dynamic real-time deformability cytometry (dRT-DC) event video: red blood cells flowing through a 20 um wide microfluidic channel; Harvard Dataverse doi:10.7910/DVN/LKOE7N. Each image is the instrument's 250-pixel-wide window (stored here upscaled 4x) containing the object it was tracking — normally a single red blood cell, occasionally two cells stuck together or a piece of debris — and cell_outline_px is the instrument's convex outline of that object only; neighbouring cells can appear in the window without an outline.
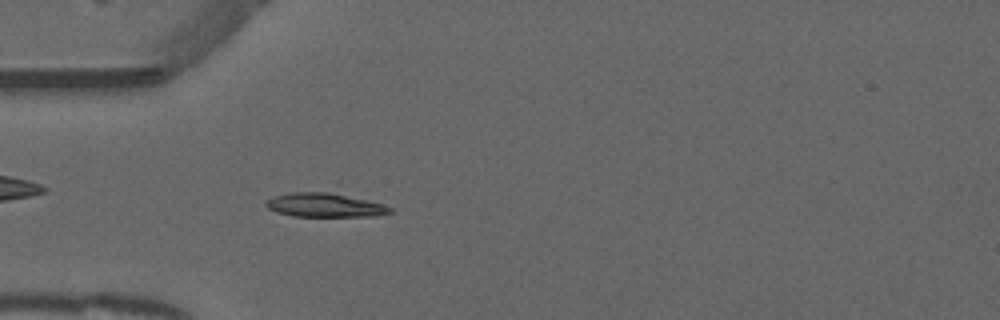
{"species": "common noctule bat (a hibernating species)", "species_latin": "Nyctalus noctula", "temperature_condition": "warm", "stored_images_in_passage": 51, "camera_frame_rate_fps": 3000, "um_per_image_px": 0.085, "animal": {"sex": "male", "forearm_length_mm": 52.5}, "frame": {"image": 1, "passage_image": 15, "time_ms": 4.667, "image_size_px": [1000, 320], "cell_outline_px": [[392, 212], [376, 216], [292, 216], [276, 212], [268, 208], [264, 204], [264, 200], [272, 196], [336, 180], [392, 208]], "centroid_in_image_um": [27.76, 17.18], "position_along_channel_um": 57.2, "area_um2": 21.79}}
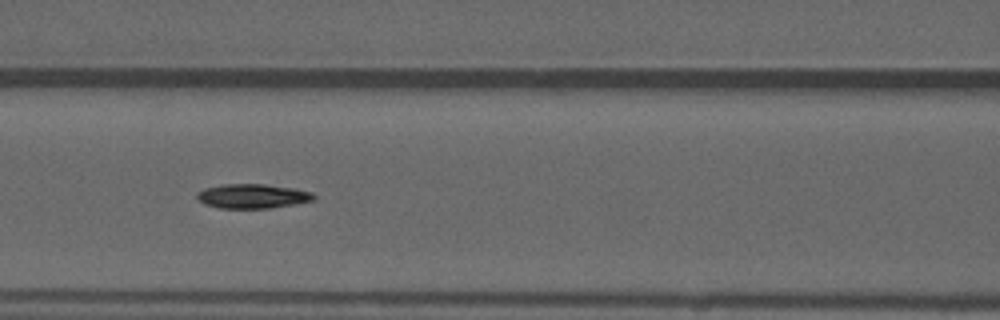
{"frame": {"image": 2, "passage_image": 22, "time_ms": 7.0, "image_size_px": [1000, 320], "cell_outline_px": [[316, 196], [312, 200], [296, 204], [268, 208], [220, 208], [204, 204], [196, 196], [196, 192], [204, 188], [224, 184], [264, 184], [292, 188], [312, 192]], "centroid_in_image_um": [21.44, 16.67], "position_along_channel_um": 145.2, "area_um2": 16.53}, "authors_computed_cell_mechanics": {"area_um2": 16.3574, "velocity_mm_per_s": 3.9301, "shape_relaxation_time_tau1_ms": 11.0527, "shape_relaxation_time_tau2_ms": null, "deformation_change_tau1": 0.1981, "deformation_change_tau2": null}}